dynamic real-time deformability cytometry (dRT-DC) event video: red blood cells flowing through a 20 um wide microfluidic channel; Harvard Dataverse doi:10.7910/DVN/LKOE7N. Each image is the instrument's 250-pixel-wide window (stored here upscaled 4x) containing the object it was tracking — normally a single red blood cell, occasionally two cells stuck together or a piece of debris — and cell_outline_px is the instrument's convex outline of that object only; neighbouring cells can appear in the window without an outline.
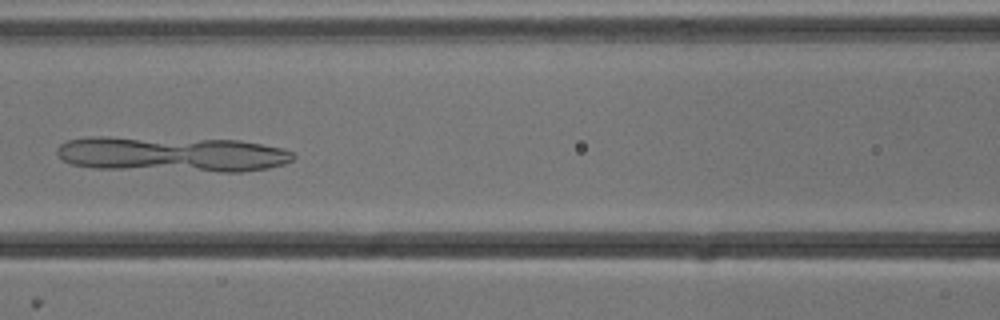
{"species": "common noctule bat (a hibernating species)", "species_latin": "Nyctalus noctula", "temperature_condition": "cold", "stored_images_in_passage": 52, "camera_frame_rate_fps": 3000, "um_per_image_px": 0.085, "animal": {"sex": "male", "body_mass_g": 13.3}, "frame": {"image": 1, "passage_image": 23, "time_ms": 7.333, "image_size_px": [1000, 320], "cell_outline_px": [[296, 156], [292, 160], [284, 164], [268, 168], [240, 172], [220, 172], [92, 168], [72, 164], [56, 156], [56, 148], [60, 144], [68, 140], [92, 136], [104, 136], [240, 140], [284, 148], [296, 152]], "centroid_in_image_um": [14.62, 13.1], "position_along_channel_um": 152.0, "area_um2": 49.53}}